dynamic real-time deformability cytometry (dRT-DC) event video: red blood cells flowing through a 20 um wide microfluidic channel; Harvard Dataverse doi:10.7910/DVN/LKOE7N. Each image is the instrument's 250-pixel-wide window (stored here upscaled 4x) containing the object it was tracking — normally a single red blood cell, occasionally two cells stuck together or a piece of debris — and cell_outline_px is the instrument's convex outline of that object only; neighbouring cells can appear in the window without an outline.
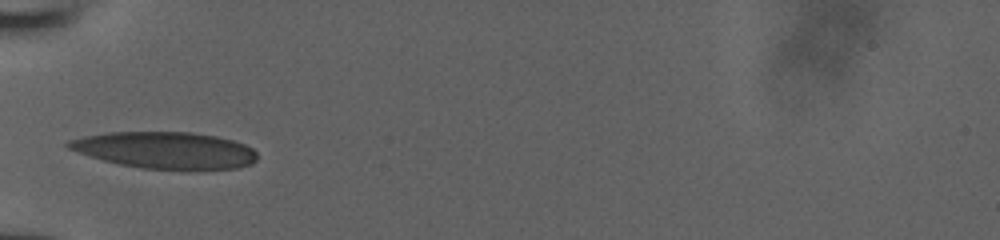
{"species": "human", "species_latin": "Homo sapiens", "temperature_condition": "room temperature", "stored_images_in_passage": 28, "camera_frame_rate_fps": 3000, "um_per_image_px": 0.085, "donor": {"sex": "male"}, "frame": {"image": 1, "passage_image": 1, "time_ms": 0.0, "image_size_px": [1000, 240], "cell_outline_px": [[256, 160], [252, 164], [240, 168], [188, 172], [140, 168], [120, 164], [104, 160], [68, 148], [64, 144], [68, 140], [84, 136], [108, 132], [192, 132], [216, 136], [232, 140], [244, 144], [252, 148], [256, 152]], "centroid_in_image_um": [14.12, 12.8], "position_along_channel_um": 70.9, "area_um2": 41.21}}
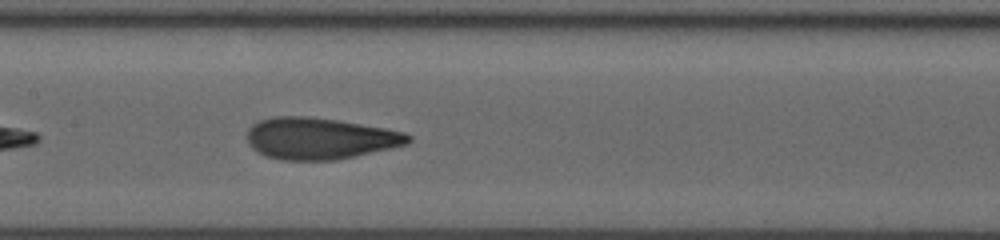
{"frame": {"image": 2, "passage_image": 9, "time_ms": 2.667, "image_size_px": [1000, 240], "cell_outline_px": [[412, 140], [408, 144], [392, 148], [336, 160], [280, 160], [264, 156], [252, 148], [248, 144], [248, 128], [252, 124], [260, 120], [272, 116], [308, 116], [336, 120], [384, 128], [404, 132], [412, 136]], "centroid_in_image_um": [27.17, 11.77], "position_along_channel_um": 180.2, "area_um2": 39.19}}
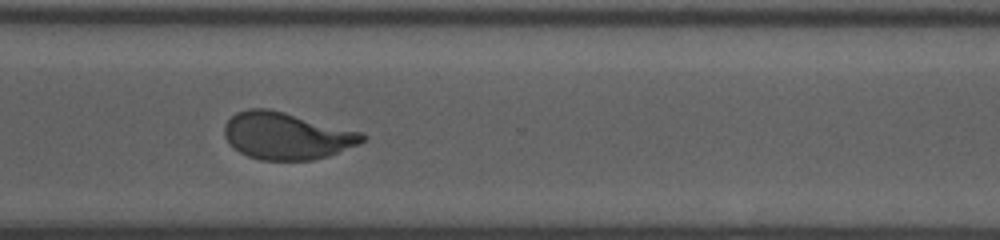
{"frame": {"image": 3, "passage_image": 21, "time_ms": 6.667, "image_size_px": [1000, 240], "cell_outline_px": [[368, 136], [364, 140], [356, 144], [328, 156], [312, 160], [260, 160], [248, 156], [240, 152], [224, 136], [224, 124], [236, 112], [248, 108], [268, 108], [284, 112], [360, 132]], "centroid_in_image_um": [24.32, 11.54], "position_along_channel_um": 346.3, "area_um2": 37.34}}